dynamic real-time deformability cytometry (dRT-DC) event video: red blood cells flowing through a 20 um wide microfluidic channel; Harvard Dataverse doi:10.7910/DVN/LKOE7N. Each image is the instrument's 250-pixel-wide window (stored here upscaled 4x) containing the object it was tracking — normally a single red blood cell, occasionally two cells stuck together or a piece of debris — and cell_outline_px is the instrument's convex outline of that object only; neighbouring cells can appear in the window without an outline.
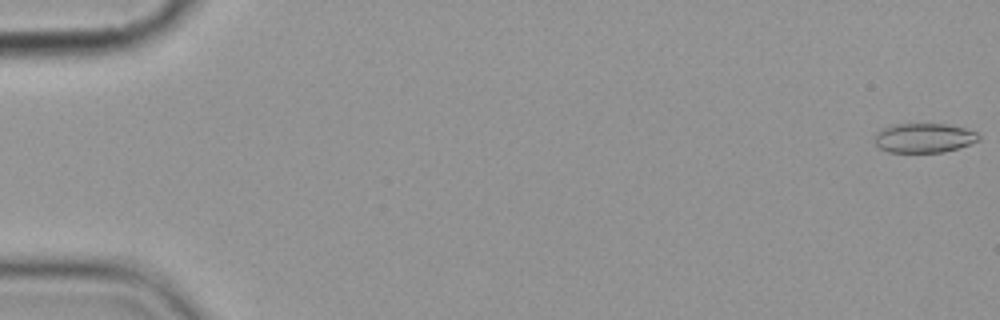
{"species": "common noctule bat (a hibernating species)", "species_latin": "Nyctalus noctula", "temperature_condition": "cold", "stored_images_in_passage": 6, "camera_frame_rate_fps": 3000, "um_per_image_px": 0.085, "animal": {"sex": "female", "body_mass_g": 19.9}, "frame": {"image": 1, "passage_image": 1, "time_ms": 0.0, "image_size_px": [1000, 320], "cell_outline_px": [[980, 140], [944, 152], [888, 152], [880, 148], [876, 144], [876, 132], [880, 128], [896, 124], [948, 124], [964, 128], [976, 132], [980, 136]], "centroid_in_image_um": [78.53, 11.72], "position_along_channel_um": 6.5, "area_um2": 17.74}}